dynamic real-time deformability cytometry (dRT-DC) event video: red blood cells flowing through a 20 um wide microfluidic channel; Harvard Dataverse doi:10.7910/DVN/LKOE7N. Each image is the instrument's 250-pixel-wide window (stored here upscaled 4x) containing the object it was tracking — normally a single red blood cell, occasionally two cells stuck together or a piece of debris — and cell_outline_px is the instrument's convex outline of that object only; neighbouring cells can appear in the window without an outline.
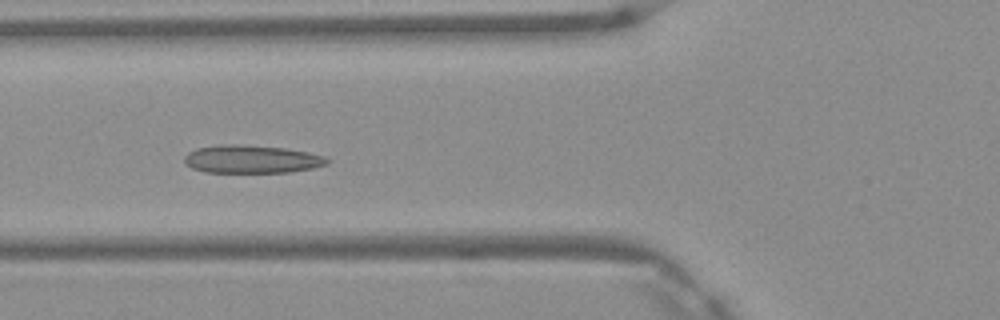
{"species": "Egyptian fruit bat (a non-hibernating species)", "species_latin": "Rousettus aegyptiacus", "temperature_condition": "warm", "stored_images_in_passage": 7, "camera_frame_rate_fps": 3000, "um_per_image_px": 0.085, "frame": {"image": 1, "passage_image": 5, "time_ms": 1.333, "image_size_px": [1000, 320], "cell_outline_px": [[332, 160], [328, 164], [312, 168], [288, 172], [204, 172], [192, 168], [184, 164], [184, 156], [188, 152], [196, 148], [220, 144], [232, 144], [284, 148], [308, 152], [324, 156]], "centroid_in_image_um": [21.37, 13.53], "position_along_channel_um": 104.4, "area_um2": 23.35}}
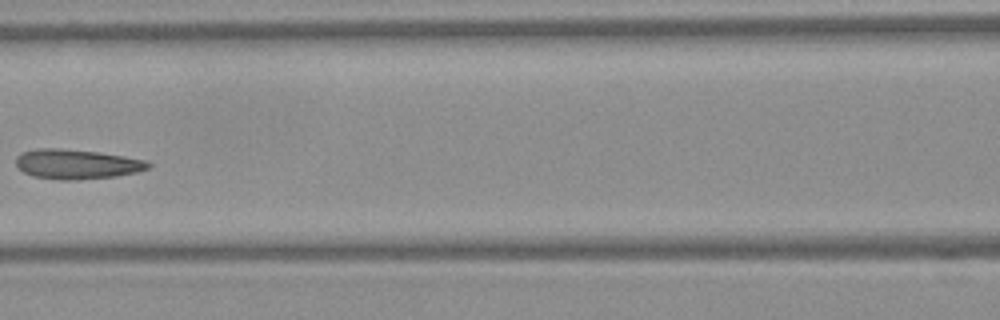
{"frame": {"image": 2, "passage_image": 6, "time_ms": 1.667, "image_size_px": [1000, 320], "cell_outline_px": [[152, 164], [148, 168], [136, 172], [116, 176], [76, 180], [60, 180], [32, 176], [24, 172], [16, 164], [16, 156], [20, 152], [36, 148], [60, 148], [100, 152], [148, 160]], "centroid_in_image_um": [6.52, 13.94], "position_along_channel_um": 160.1, "area_um2": 23.12}}
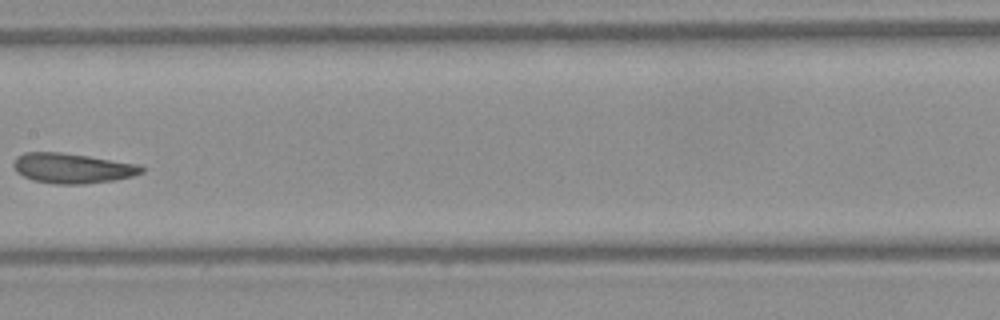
{"frame": {"image": 3, "passage_image": 7, "time_ms": 2.0, "image_size_px": [1000, 320], "cell_outline_px": [[144, 172], [132, 176], [112, 180], [84, 184], [52, 184], [32, 180], [16, 172], [12, 168], [12, 164], [16, 156], [24, 152], [60, 152], [88, 156], [140, 164], [144, 168]], "centroid_in_image_um": [6.11, 14.29], "position_along_channel_um": 201.3, "area_um2": 22.6}}